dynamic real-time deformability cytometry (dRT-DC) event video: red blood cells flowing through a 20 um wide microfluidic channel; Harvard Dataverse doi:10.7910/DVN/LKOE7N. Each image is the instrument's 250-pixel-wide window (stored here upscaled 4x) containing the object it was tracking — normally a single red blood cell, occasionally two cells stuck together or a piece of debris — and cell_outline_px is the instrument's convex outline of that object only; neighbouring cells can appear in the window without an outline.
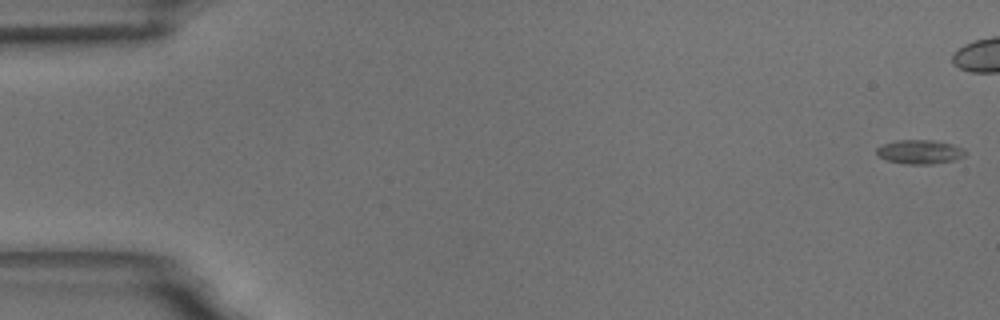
{"species": "common noctule bat (a hibernating species)", "species_latin": "Nyctalus noctula", "temperature_condition": "room temperature", "stored_images_in_passage": 57, "camera_frame_rate_fps": 3000, "um_per_image_px": 0.085, "animal": {"sex": "male", "body_mass_g": 18.8}, "frame": {"image": 1, "passage_image": 1, "time_ms": 0.0, "image_size_px": [1000, 320], "cell_outline_px": [[968, 152], [964, 156], [956, 160], [932, 164], [904, 164], [888, 160], [880, 156], [876, 152], [876, 148], [884, 144], [896, 140], [932, 140], [952, 144], [964, 148]], "centroid_in_image_um": [78.23, 12.91], "position_along_channel_um": 6.8, "area_um2": 12.48}}
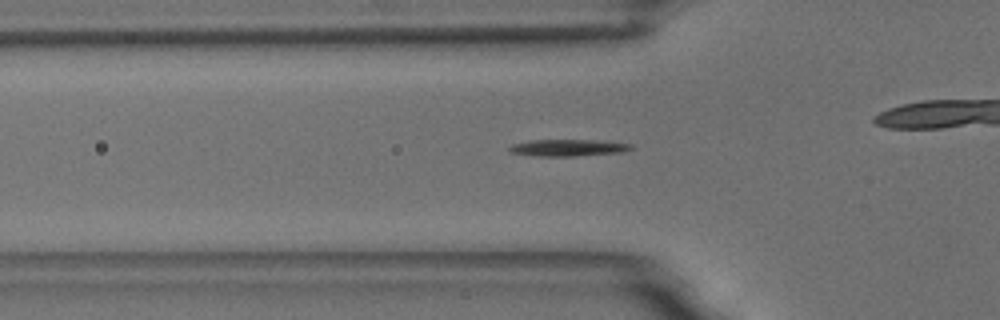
{"frame": {"image": 2, "passage_image": 19, "time_ms": 6.0, "image_size_px": [1000, 320], "cell_outline_px": [[636, 148], [624, 152], [576, 156], [536, 156], [508, 152], [508, 148], [512, 144], [528, 140], [600, 140], [632, 144]], "centroid_in_image_um": [48.32, 12.56], "position_along_channel_um": 77.5, "area_um2": 12.14}}
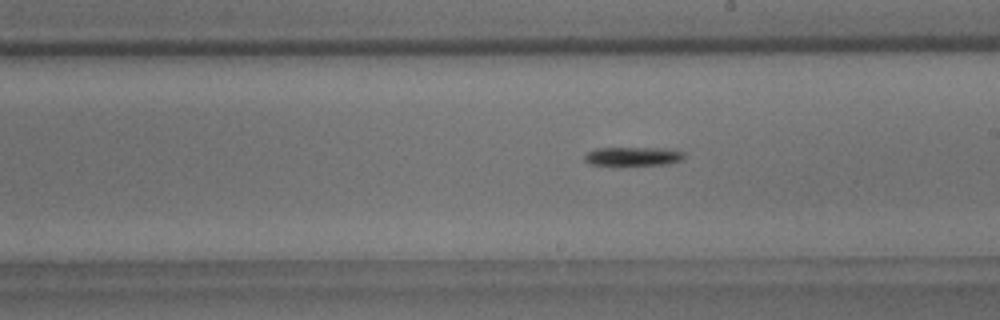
{"frame": {"image": 3, "passage_image": 32, "time_ms": 10.333, "image_size_px": [1000, 320], "cell_outline_px": [[684, 156], [680, 160], [668, 164], [588, 164], [584, 160], [584, 156], [588, 152], [596, 148], [672, 148], [684, 152]], "centroid_in_image_um": [53.83, 13.26], "position_along_channel_um": 235.2, "area_um2": 10.69}}